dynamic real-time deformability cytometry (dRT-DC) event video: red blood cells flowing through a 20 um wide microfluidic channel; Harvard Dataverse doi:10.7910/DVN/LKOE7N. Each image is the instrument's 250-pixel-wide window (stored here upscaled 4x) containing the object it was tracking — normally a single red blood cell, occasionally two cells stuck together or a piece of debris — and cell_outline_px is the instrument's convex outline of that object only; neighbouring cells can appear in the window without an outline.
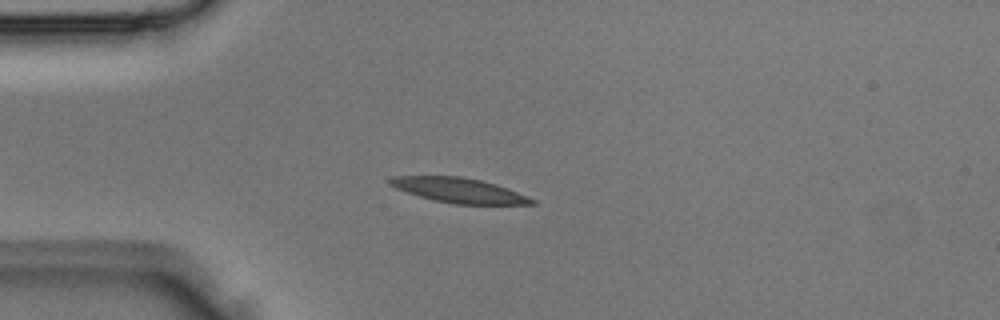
{"species": "Egyptian fruit bat (a non-hibernating species)", "species_latin": "Rousettus aegyptiacus", "temperature_condition": "room temperature", "stored_images_in_passage": 3, "camera_frame_rate_fps": 3000, "um_per_image_px": 0.085, "animal": {"sex": "male"}, "frame": {"image": 1, "passage_image": 3, "time_ms": 0.667, "image_size_px": [1000, 320], "cell_outline_px": [[536, 204], [456, 204], [436, 200], [420, 196], [396, 188], [388, 184], [388, 180], [396, 176], [460, 176], [480, 180], [496, 184], [508, 188], [528, 196], [536, 200]], "centroid_in_image_um": [39.05, 16.17], "position_along_channel_um": 45.9, "area_um2": 20.29}}